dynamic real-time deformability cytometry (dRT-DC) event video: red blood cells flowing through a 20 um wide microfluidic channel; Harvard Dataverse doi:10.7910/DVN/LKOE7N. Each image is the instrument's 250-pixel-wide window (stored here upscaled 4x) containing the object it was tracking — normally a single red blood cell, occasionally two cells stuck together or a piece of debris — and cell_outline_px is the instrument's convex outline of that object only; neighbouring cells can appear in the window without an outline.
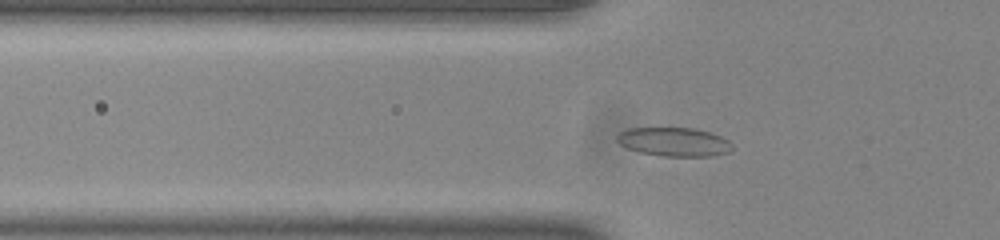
{"species": "common noctule bat (a hibernating species)", "species_latin": "Nyctalus noctula", "temperature_condition": "room temperature", "stored_images_in_passage": 45, "camera_frame_rate_fps": 3000, "um_per_image_px": 0.085, "animal": {"sex": "male", "body_mass_g": 20.0, "forearm_length_mm": 53.3}, "frame": {"image": 1, "passage_image": 10, "time_ms": 3.0, "image_size_px": [1000, 240], "cell_outline_px": [[732, 152], [712, 156], [664, 156], [640, 152], [628, 148], [620, 144], [616, 140], [616, 136], [620, 132], [628, 128], [696, 128], [712, 132], [728, 140], [732, 144]], "centroid_in_image_um": [57.33, 12.05], "position_along_channel_um": 68.5, "area_um2": 19.48}}
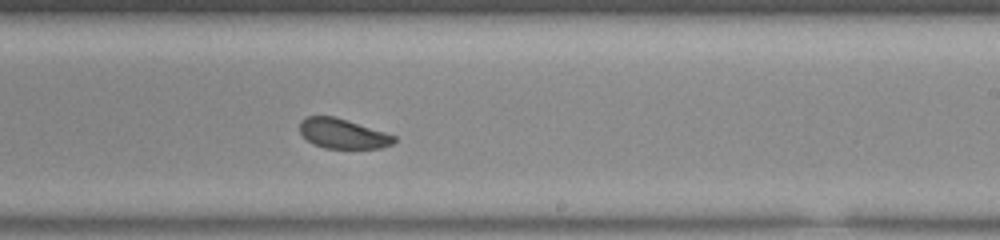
{"frame": {"image": 2, "passage_image": 25, "time_ms": 8.0, "image_size_px": [1000, 240], "cell_outline_px": [[396, 140], [392, 144], [380, 148], [324, 148], [312, 144], [300, 132], [300, 120], [308, 116], [332, 116], [348, 120], [396, 136]], "centroid_in_image_um": [29.12, 11.36], "position_along_channel_um": 259.9, "area_um2": 16.3}}
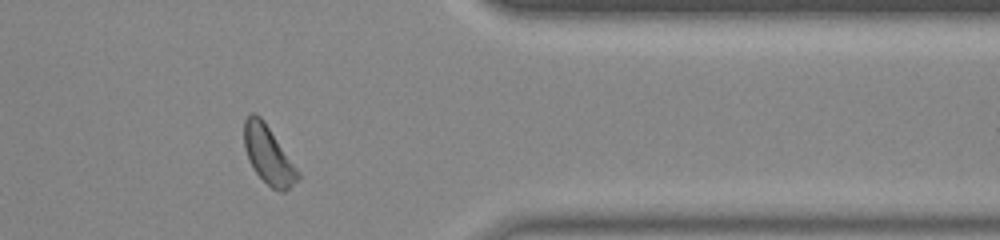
{"frame": {"image": 3, "passage_image": 36, "time_ms": 11.667, "image_size_px": [1000, 240], "cell_outline_px": [[300, 176], [284, 192], [280, 192], [272, 188], [256, 172], [248, 160], [244, 148], [244, 120], [252, 112], [256, 112], [264, 120], [300, 172]], "centroid_in_image_um": [22.79, 13.14], "position_along_channel_um": 388.6, "area_um2": 18.03}, "authors_computed_cell_mechanics": {"area_um2": 18.0914, "velocity_mm_per_s": 3.8564, "shape_relaxation_time_tau1_ms": 1.2977, "shape_relaxation_time_tau2_ms": 9.7188, "deformation_change_tau1": 0.0659, "deformation_change_tau2": 0.1668}}